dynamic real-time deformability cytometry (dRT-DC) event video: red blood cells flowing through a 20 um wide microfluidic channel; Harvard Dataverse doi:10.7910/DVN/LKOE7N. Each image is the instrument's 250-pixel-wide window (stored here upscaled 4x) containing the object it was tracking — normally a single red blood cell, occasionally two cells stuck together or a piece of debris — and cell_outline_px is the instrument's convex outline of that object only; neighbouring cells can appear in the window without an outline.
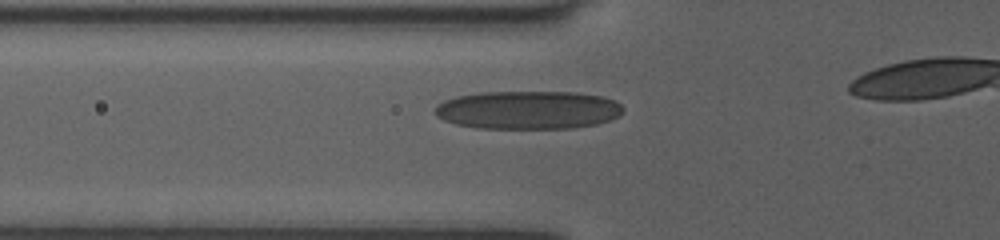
{"species": "human", "species_latin": "Homo sapiens", "temperature_condition": "room temperature", "stored_images_in_passage": 34, "camera_frame_rate_fps": 3000, "um_per_image_px": 0.085, "donor": {"sex": "female"}, "frame": {"image": 1, "passage_image": 8, "time_ms": 2.333, "image_size_px": [1000, 240], "cell_outline_px": [[624, 112], [620, 116], [596, 124], [572, 128], [476, 128], [456, 124], [444, 120], [436, 116], [432, 112], [436, 104], [444, 100], [456, 96], [480, 92], [576, 92], [600, 96], [616, 100], [624, 108]], "centroid_in_image_um": [44.86, 9.34], "position_along_channel_um": 80.9, "area_um2": 42.37}}
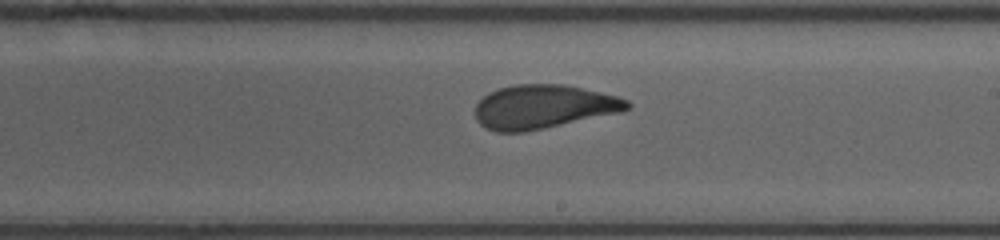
{"frame": {"image": 2, "passage_image": 20, "time_ms": 6.333, "image_size_px": [1000, 240], "cell_outline_px": [[632, 108], [624, 112], [524, 132], [496, 132], [480, 124], [476, 120], [476, 104], [488, 92], [500, 88], [516, 84], [564, 84], [620, 96], [628, 100], [632, 104]], "centroid_in_image_um": [46.25, 9.07], "position_along_channel_um": 242.7, "area_um2": 39.13}}
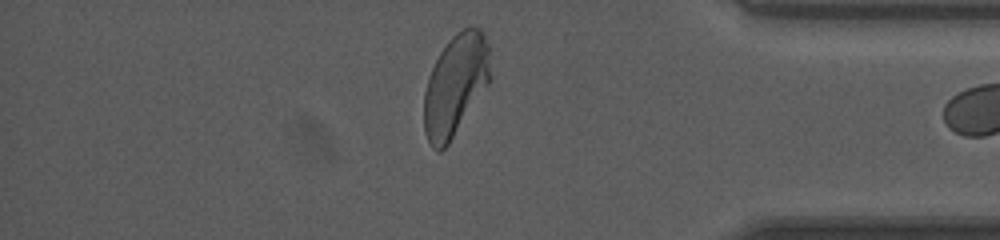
{"frame": {"image": 3, "passage_image": 33, "time_ms": 10.667, "image_size_px": [1000, 240], "cell_outline_px": [[492, 76], [488, 84], [448, 144], [440, 152], [436, 152], [432, 148], [424, 132], [424, 92], [428, 76], [440, 52], [448, 40], [456, 32], [464, 28], [480, 28], [484, 32], [488, 44]], "centroid_in_image_um": [38.71, 7.22], "position_along_channel_um": 396.5, "area_um2": 39.25}}